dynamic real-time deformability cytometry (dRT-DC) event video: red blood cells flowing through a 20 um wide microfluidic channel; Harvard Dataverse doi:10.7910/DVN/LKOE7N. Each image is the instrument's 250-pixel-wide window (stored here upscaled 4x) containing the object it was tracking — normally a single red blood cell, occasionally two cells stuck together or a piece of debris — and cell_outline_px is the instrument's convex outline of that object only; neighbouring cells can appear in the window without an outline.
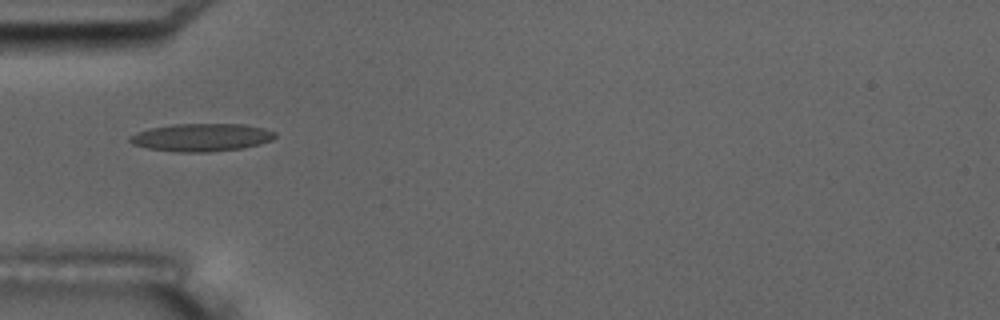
{"species": "common noctule bat (a hibernating species)", "species_latin": "Nyctalus noctula", "temperature_condition": "room temperature", "stored_images_in_passage": 17, "camera_frame_rate_fps": 3000, "um_per_image_px": 0.085, "animal": {"sex": "male", "body_mass_g": 17.5, "forearm_length_mm": 52.3}, "frame": {"image": 1, "passage_image": 6, "time_ms": 5.667, "image_size_px": [1000, 320], "cell_outline_px": [[276, 136], [272, 140], [260, 144], [240, 148], [208, 152], [176, 152], [148, 148], [132, 144], [128, 140], [128, 136], [136, 132], [148, 128], [172, 124], [244, 124], [264, 128], [276, 132]], "centroid_in_image_um": [17.09, 11.67], "position_along_channel_um": 67.9, "area_um2": 23.7}, "authors_computed_cell_mechanics": {"area_um2": 21.2704, "velocity_mm_per_s": 3.4691, "shape_relaxation_time_tau1_ms": 6.7832, "shape_relaxation_time_tau2_ms": 1.0903, "deformation_change_tau1": 0.1878, "deformation_change_tau2": 0.084}}